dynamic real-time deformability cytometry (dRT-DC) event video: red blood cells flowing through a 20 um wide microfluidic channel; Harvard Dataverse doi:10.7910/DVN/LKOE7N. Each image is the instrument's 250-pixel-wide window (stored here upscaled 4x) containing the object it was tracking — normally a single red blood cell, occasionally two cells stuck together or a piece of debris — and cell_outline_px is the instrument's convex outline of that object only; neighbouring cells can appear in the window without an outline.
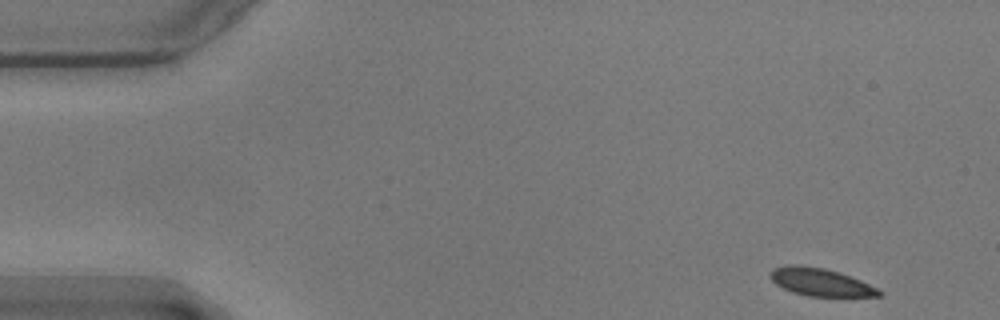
{"species": "common noctule bat (a hibernating species)", "species_latin": "Nyctalus noctula", "temperature_condition": "warm", "stored_images_in_passage": 12, "camera_frame_rate_fps": 3000, "um_per_image_px": 0.085, "animal": {"sex": "male", "body_mass_g": 17.9}, "frame": {"image": 1, "passage_image": 1, "time_ms": 0.0, "image_size_px": [1000, 320], "cell_outline_px": [[884, 296], [808, 296], [792, 292], [776, 284], [768, 276], [772, 268], [788, 264], [800, 264], [824, 268], [840, 272], [860, 280], [884, 292]], "centroid_in_image_um": [69.71, 23.96], "position_along_channel_um": 15.3, "area_um2": 17.69}}
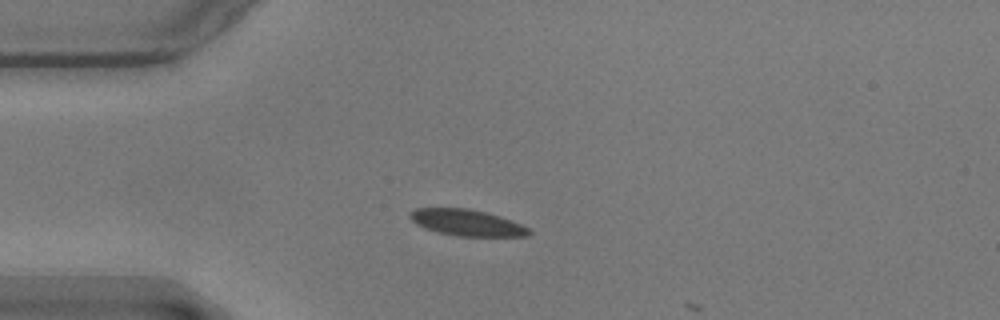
{"frame": {"image": 2, "passage_image": 11, "time_ms": 3.333, "image_size_px": [1000, 320], "cell_outline_px": [[532, 232], [528, 236], [460, 236], [440, 232], [424, 228], [416, 224], [408, 216], [408, 212], [416, 208], [468, 208], [500, 216], [512, 220], [528, 228]], "centroid_in_image_um": [39.66, 18.92], "position_along_channel_um": 45.3, "area_um2": 18.15}}